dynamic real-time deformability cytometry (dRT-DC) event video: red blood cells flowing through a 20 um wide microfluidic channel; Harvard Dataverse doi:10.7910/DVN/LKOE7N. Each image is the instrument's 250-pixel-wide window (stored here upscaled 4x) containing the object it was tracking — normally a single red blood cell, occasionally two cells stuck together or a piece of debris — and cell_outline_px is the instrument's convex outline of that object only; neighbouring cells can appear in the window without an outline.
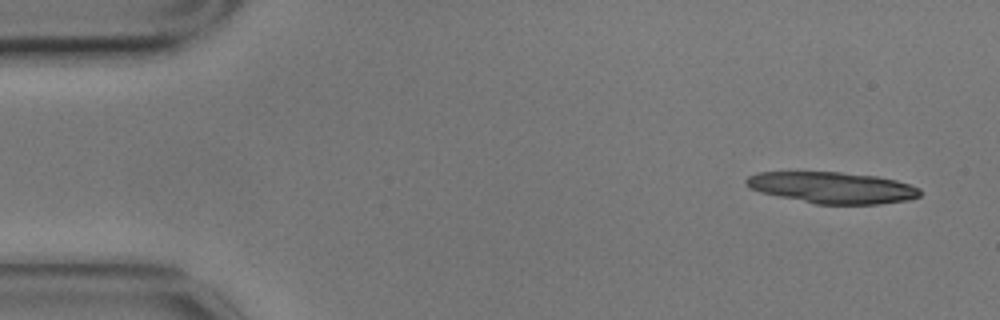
{"species": "common noctule bat (a hibernating species)", "species_latin": "Nyctalus noctula", "temperature_condition": "cold", "stored_images_in_passage": 31, "camera_frame_rate_fps": 3000, "um_per_image_px": 0.085, "animal": {"sex": "male", "body_mass_g": 17.9}, "frame": {"image": 1, "passage_image": 3, "time_ms": 0.667, "image_size_px": [1000, 320], "cell_outline_px": [[920, 196], [908, 200], [880, 204], [816, 204], [760, 192], [748, 188], [744, 184], [744, 180], [748, 176], [760, 172], [840, 172], [876, 176], [896, 180], [920, 188]], "centroid_in_image_um": [70.73, 15.95], "position_along_channel_um": 14.3, "area_um2": 31.79}}
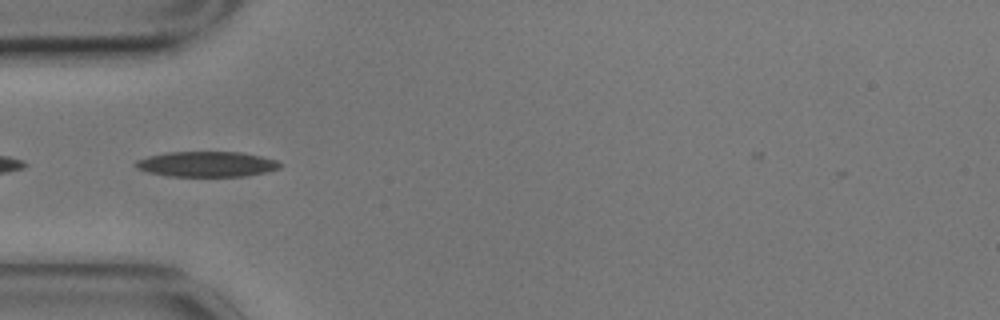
{"frame": {"image": 2, "passage_image": 17, "time_ms": 5.333, "image_size_px": [1000, 320], "cell_outline_px": [[284, 164], [280, 168], [268, 172], [244, 176], [168, 176], [148, 172], [136, 168], [132, 164], [136, 160], [148, 156], [168, 152], [240, 152], [260, 156], [276, 160]], "centroid_in_image_um": [17.57, 13.95], "position_along_channel_um": 67.4, "area_um2": 21.44}}